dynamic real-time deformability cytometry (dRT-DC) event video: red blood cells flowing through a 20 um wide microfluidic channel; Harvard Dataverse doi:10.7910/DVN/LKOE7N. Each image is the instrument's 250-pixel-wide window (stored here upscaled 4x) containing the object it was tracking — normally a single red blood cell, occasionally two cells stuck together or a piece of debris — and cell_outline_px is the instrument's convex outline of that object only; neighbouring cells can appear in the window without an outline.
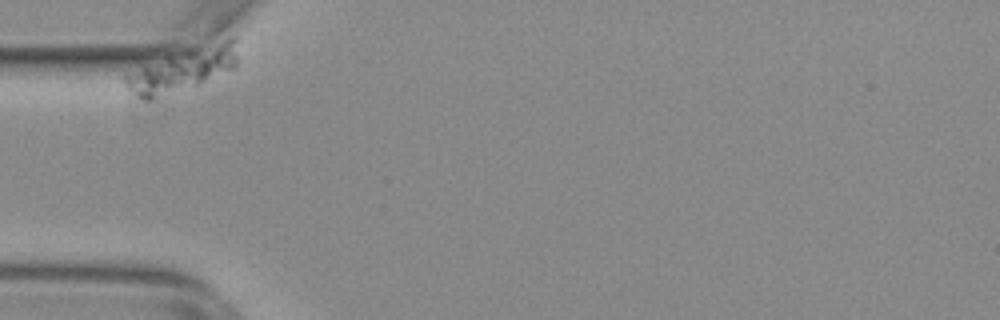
{"species": "common noctule bat (a hibernating species)", "species_latin": "Nyctalus noctula", "temperature_condition": "warm", "stored_images_in_passage": 19, "segment_of_instrument_passage": [1, 2], "camera_frame_rate_fps": 3000, "um_per_image_px": 0.085, "animal": {"sex": "female", "body_mass_g": 29.2, "forearm_length_mm": 56.3}, "frame": {"image": 1, "passage_image": 1, "time_ms": 0.0, "image_size_px": [1000, 320], "cell_outline_px": [[236, 68], [200, 84], [152, 100], [144, 100], [136, 96], [128, 88], [124, 80], [124, 72], [144, 64], [188, 48], [232, 36], [236, 36]], "centroid_in_image_um": [15.51, 5.9], "position_along_channel_um": 69.5, "area_um2": 28.84}}
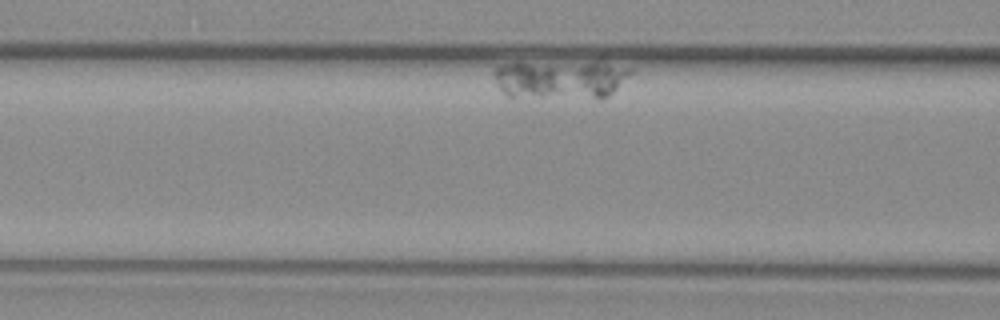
{"frame": {"image": 2, "passage_image": 9, "time_ms": 2.667, "image_size_px": [1000, 320], "cell_outline_px": [[632, 72], [604, 100], [600, 100], [508, 96], [500, 88], [492, 76], [492, 72], [500, 64], [604, 64], [632, 68]], "centroid_in_image_um": [47.62, 6.82], "position_along_channel_um": 119.0, "area_um2": 30.11}}
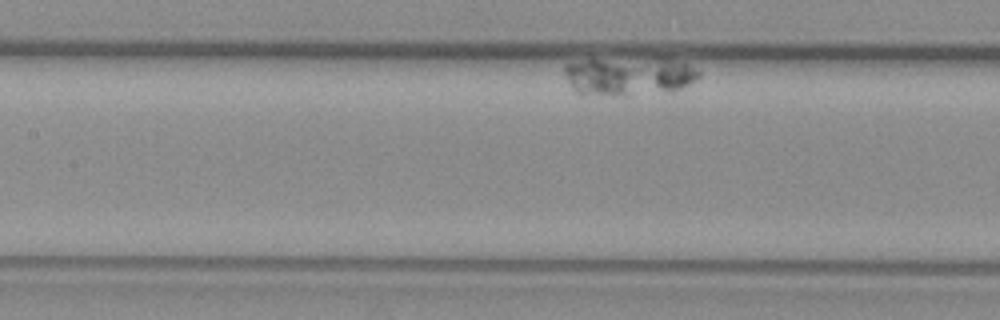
{"frame": {"image": 3, "passage_image": 14, "time_ms": 4.333, "image_size_px": [1000, 320], "cell_outline_px": [[700, 76], [696, 80], [672, 92], [628, 96], [580, 96], [572, 88], [564, 76], [564, 64], [588, 60], [672, 60], [688, 64], [700, 72]], "centroid_in_image_um": [53.4, 6.55], "position_along_channel_um": 154.0, "area_um2": 30.17}}